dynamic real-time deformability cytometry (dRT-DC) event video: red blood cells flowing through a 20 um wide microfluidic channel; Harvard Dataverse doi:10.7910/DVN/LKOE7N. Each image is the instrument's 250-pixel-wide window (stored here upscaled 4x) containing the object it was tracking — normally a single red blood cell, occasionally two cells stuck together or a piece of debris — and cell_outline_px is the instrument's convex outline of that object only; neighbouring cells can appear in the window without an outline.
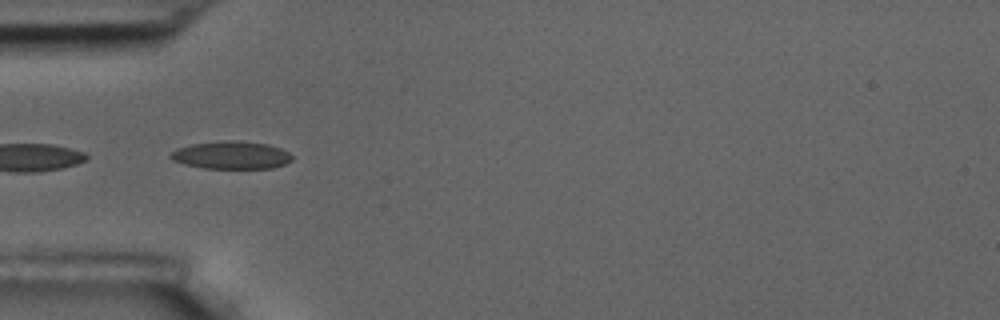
{"species": "common noctule bat (a hibernating species)", "species_latin": "Nyctalus noctula", "temperature_condition": "room temperature", "stored_images_in_passage": 7, "camera_frame_rate_fps": 3000, "um_per_image_px": 0.085, "animal": {"sex": "male", "body_mass_g": 17.5, "forearm_length_mm": 52.3}, "frame": {"image": 1, "passage_image": 3, "time_ms": 0.667, "image_size_px": [1000, 320], "cell_outline_px": [[292, 160], [284, 164], [272, 168], [204, 168], [184, 164], [172, 160], [168, 156], [176, 148], [192, 144], [232, 140], [240, 140], [268, 144], [280, 148], [288, 152], [292, 156]], "centroid_in_image_um": [19.65, 13.18], "position_along_channel_um": 65.3, "area_um2": 19.59}}